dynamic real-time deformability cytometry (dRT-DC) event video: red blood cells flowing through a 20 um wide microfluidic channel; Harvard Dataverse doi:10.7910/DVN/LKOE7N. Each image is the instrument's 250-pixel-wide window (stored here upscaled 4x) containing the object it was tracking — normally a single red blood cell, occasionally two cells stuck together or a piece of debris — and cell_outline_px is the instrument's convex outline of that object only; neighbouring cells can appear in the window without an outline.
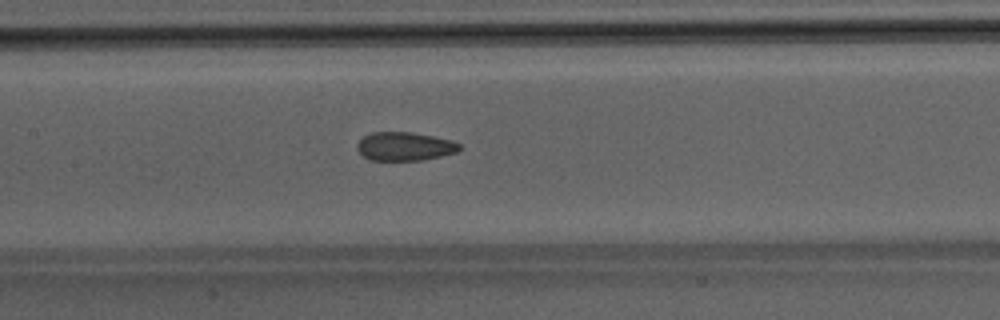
{"species": "Egyptian fruit bat (a non-hibernating species)", "species_latin": "Rousettus aegyptiacus", "temperature_condition": "room temperature", "stored_images_in_passage": 41, "camera_frame_rate_fps": 3000, "um_per_image_px": 0.085, "animal": {"sex": "male"}, "frame": {"image": 1, "passage_image": 24, "time_ms": 7.667, "image_size_px": [1000, 320], "cell_outline_px": [[460, 148], [456, 152], [424, 160], [368, 160], [356, 148], [356, 144], [364, 136], [372, 132], [412, 132], [452, 140], [460, 144]], "centroid_in_image_um": [34.38, 12.44], "position_along_channel_um": 173.0, "area_um2": 16.99}}